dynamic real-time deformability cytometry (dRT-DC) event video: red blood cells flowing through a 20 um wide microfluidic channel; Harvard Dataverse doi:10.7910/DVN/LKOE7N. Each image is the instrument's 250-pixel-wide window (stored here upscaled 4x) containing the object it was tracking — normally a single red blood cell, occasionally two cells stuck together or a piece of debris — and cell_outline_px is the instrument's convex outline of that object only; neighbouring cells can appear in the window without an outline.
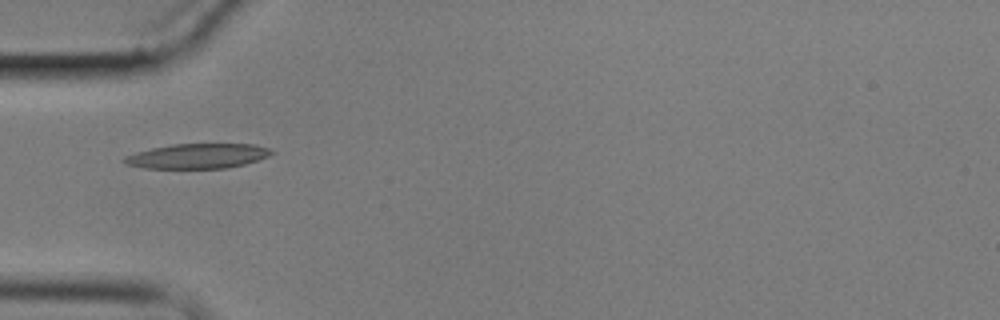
{"species": "common noctule bat (a hibernating species)", "species_latin": "Nyctalus noctula", "temperature_condition": "cold", "stored_images_in_passage": 7, "camera_frame_rate_fps": 3000, "um_per_image_px": 0.085, "animal": {"sex": "male", "body_mass_g": 17.9}, "frame": {"image": 1, "passage_image": 6, "time_ms": 6.0, "image_size_px": [1000, 320], "cell_outline_px": [[276, 152], [268, 156], [244, 164], [228, 168], [144, 168], [124, 164], [120, 160], [124, 156], [136, 152], [152, 148], [172, 144], [252, 144], [268, 148]], "centroid_in_image_um": [16.75, 13.26], "position_along_channel_um": 68.3, "area_um2": 21.33}}
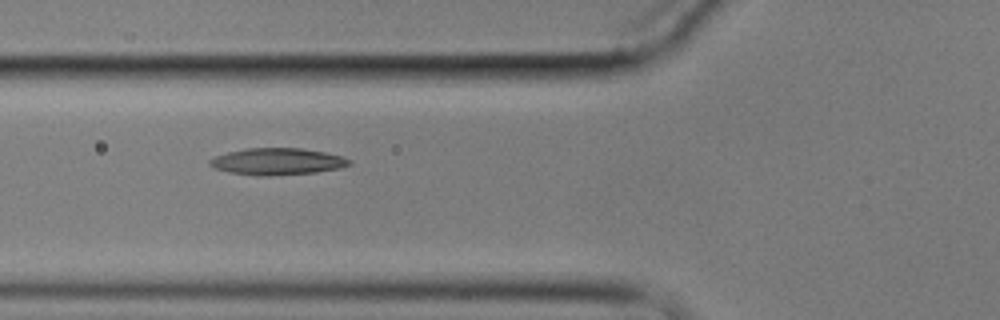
{"frame": {"image": 2, "passage_image": 7, "time_ms": 7.0, "image_size_px": [1000, 320], "cell_outline_px": [[352, 164], [340, 168], [316, 172], [268, 176], [256, 176], [228, 172], [212, 168], [208, 164], [208, 160], [216, 156], [228, 152], [248, 148], [300, 148], [324, 152], [340, 156], [352, 160]], "centroid_in_image_um": [23.54, 13.74], "position_along_channel_um": 102.3, "area_um2": 21.85}}